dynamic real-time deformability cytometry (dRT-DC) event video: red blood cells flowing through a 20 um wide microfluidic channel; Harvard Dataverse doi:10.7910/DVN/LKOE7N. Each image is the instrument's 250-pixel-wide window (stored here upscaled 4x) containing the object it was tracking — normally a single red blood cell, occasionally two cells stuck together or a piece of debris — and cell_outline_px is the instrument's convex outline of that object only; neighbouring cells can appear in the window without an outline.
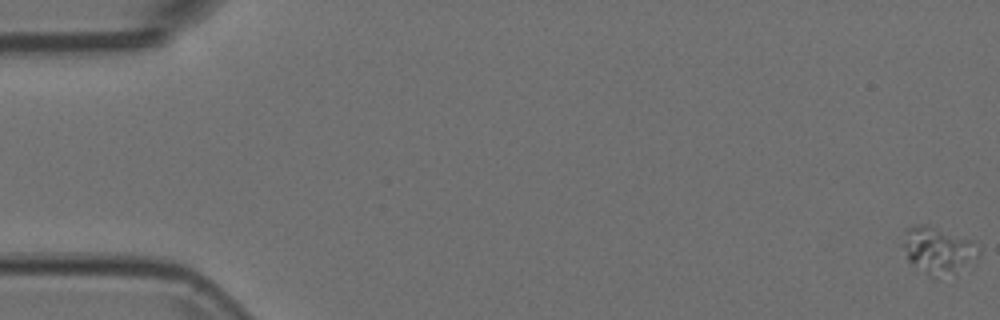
{"species": "Egyptian fruit bat (a non-hibernating species)", "species_latin": "Rousettus aegyptiacus", "temperature_condition": "room temperature", "stored_images_in_passage": 57, "camera_frame_rate_fps": 3000, "um_per_image_px": 0.085, "animal": {"sex": "female"}, "frame": {"image": 1, "passage_image": 1, "time_ms": 0.0, "image_size_px": [1000, 320], "cell_outline_px": [[980, 256], [976, 260], [940, 280], [936, 280], [928, 276], [908, 260], [900, 244], [904, 228], [912, 224], [928, 224], [976, 240], [980, 248]], "centroid_in_image_um": [79.72, 21.25], "position_along_channel_um": 5.3, "area_um2": 21.85}}
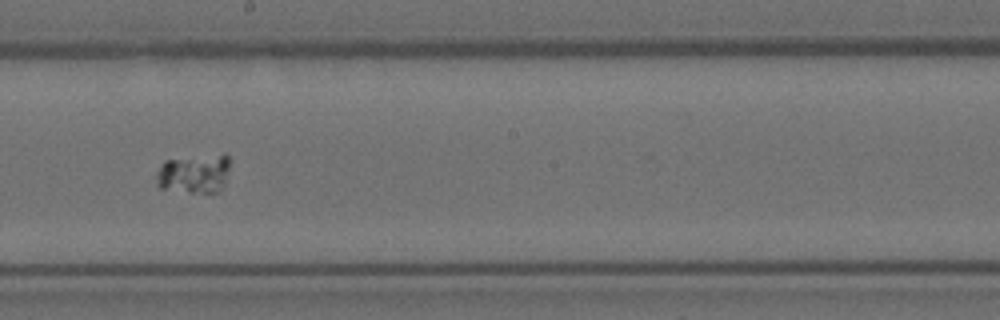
{"frame": {"image": 2, "passage_image": 32, "time_ms": 10.333, "image_size_px": [1000, 320], "cell_outline_px": [[228, 168], [224, 184], [216, 192], [188, 192], [160, 188], [156, 184], [156, 172], [164, 160], [224, 152], [228, 156]], "centroid_in_image_um": [16.47, 14.73], "position_along_channel_um": 231.7, "area_um2": 16.94}}
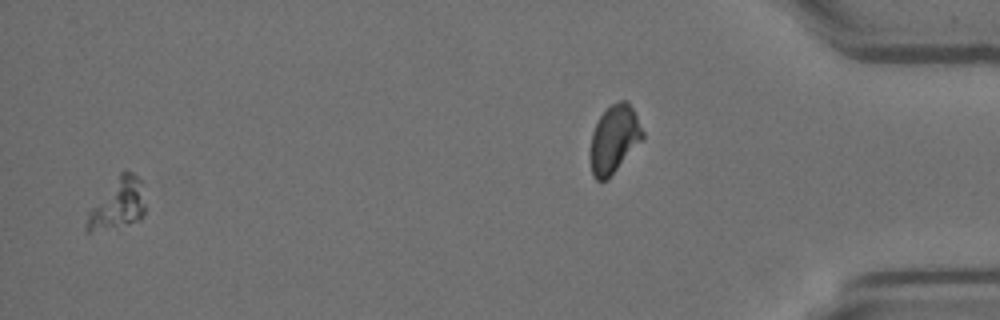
{"frame": {"image": 3, "passage_image": 55, "time_ms": 18.0, "image_size_px": [1000, 320], "cell_outline_px": [[144, 216], [140, 220], [88, 232], [84, 228], [88, 212], [120, 172], [132, 172], [140, 180], [144, 204]], "centroid_in_image_um": [9.99, 17.34], "position_along_channel_um": 425.2, "area_um2": 16.47}}